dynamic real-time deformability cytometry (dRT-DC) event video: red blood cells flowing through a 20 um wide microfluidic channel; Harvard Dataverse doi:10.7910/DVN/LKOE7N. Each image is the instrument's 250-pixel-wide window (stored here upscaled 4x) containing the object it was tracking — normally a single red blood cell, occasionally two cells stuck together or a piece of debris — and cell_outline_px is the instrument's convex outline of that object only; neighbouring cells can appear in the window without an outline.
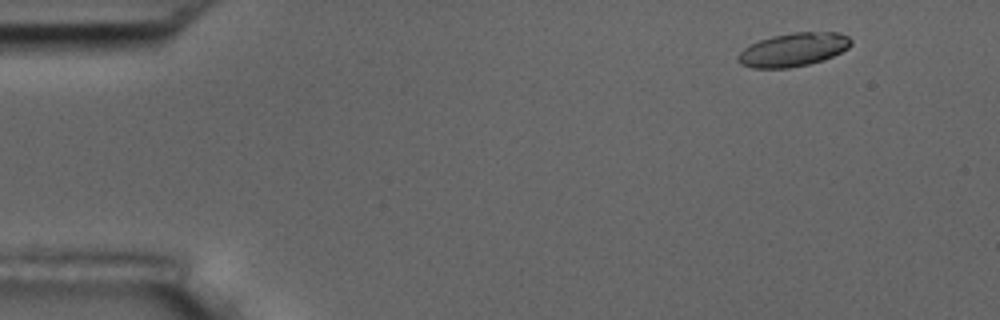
{"species": "common noctule bat (a hibernating species)", "species_latin": "Nyctalus noctula", "temperature_condition": "room temperature", "stored_images_in_passage": 52, "camera_frame_rate_fps": 3000, "um_per_image_px": 0.085, "animal": {"sex": "male", "body_mass_g": 17.5, "forearm_length_mm": 52.3}, "frame": {"image": 1, "passage_image": 2, "time_ms": 0.333, "image_size_px": [1000, 320], "cell_outline_px": [[852, 44], [848, 48], [824, 60], [808, 64], [788, 68], [752, 68], [740, 64], [736, 56], [744, 48], [760, 40], [772, 36], [792, 32], [840, 32], [848, 36], [852, 40]], "centroid_in_image_um": [67.44, 4.22], "position_along_channel_um": 17.6, "area_um2": 22.08}}
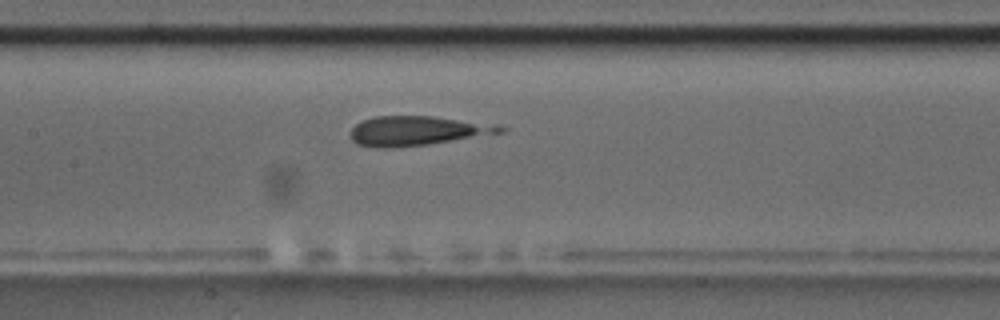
{"frame": {"image": 2, "passage_image": 23, "time_ms": 7.333, "image_size_px": [1000, 320], "cell_outline_px": [[508, 128], [504, 132], [428, 144], [392, 148], [376, 148], [356, 144], [352, 140], [348, 132], [360, 120], [372, 116], [432, 116], [496, 124]], "centroid_in_image_um": [35.39, 11.11], "position_along_channel_um": 172.0, "area_um2": 25.89}}
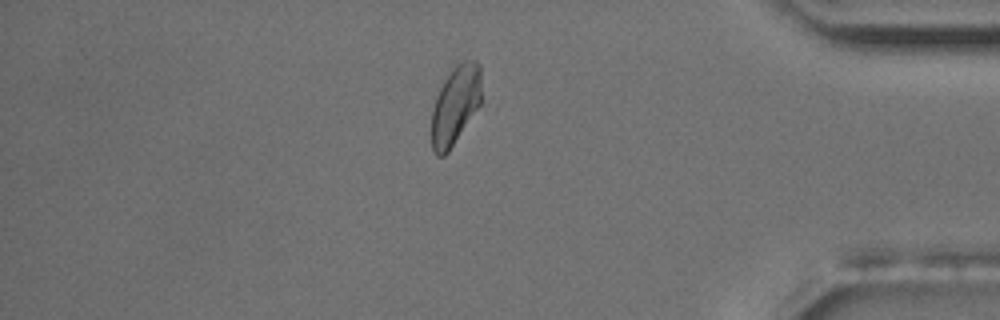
{"frame": {"image": 3, "passage_image": 44, "time_ms": 14.333, "image_size_px": [1000, 320], "cell_outline_px": [[480, 104], [448, 152], [444, 156], [436, 156], [432, 148], [432, 108], [436, 96], [444, 80], [452, 68], [456, 64], [464, 60], [476, 60], [480, 64]], "centroid_in_image_um": [38.69, 8.92], "position_along_channel_um": 396.5, "area_um2": 22.66}}